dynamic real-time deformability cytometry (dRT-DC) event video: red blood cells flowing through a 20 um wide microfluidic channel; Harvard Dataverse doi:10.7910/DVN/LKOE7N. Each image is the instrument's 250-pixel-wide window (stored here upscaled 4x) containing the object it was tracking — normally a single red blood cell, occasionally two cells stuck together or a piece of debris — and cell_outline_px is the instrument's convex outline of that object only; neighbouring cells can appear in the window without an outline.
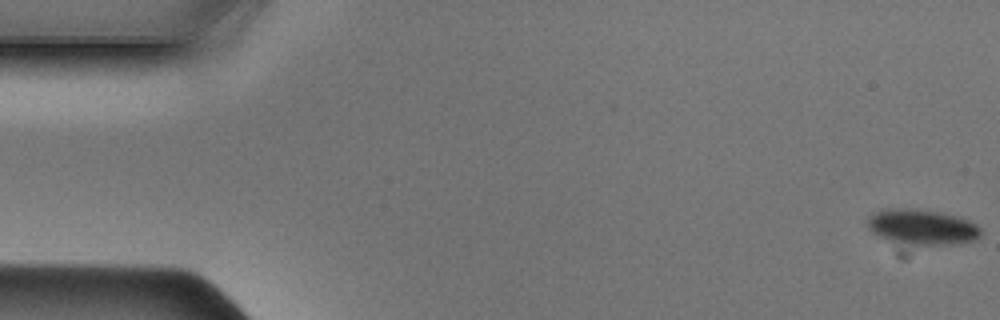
{"species": "Egyptian fruit bat (a non-hibernating species)", "species_latin": "Rousettus aegyptiacus", "temperature_condition": "cold", "stored_images_in_passage": 49, "camera_frame_rate_fps": 3000, "um_per_image_px": 0.085, "animal": {"sex": "male"}, "frame": {"image": 1, "passage_image": 1, "time_ms": 0.0, "image_size_px": [1000, 320], "cell_outline_px": [[980, 236], [976, 240], [944, 244], [916, 244], [888, 240], [872, 232], [868, 228], [868, 216], [880, 208], [916, 208], [956, 216], [968, 220], [976, 224], [980, 228]], "centroid_in_image_um": [78.33, 19.26], "position_along_channel_um": 6.7, "area_um2": 23.06}}
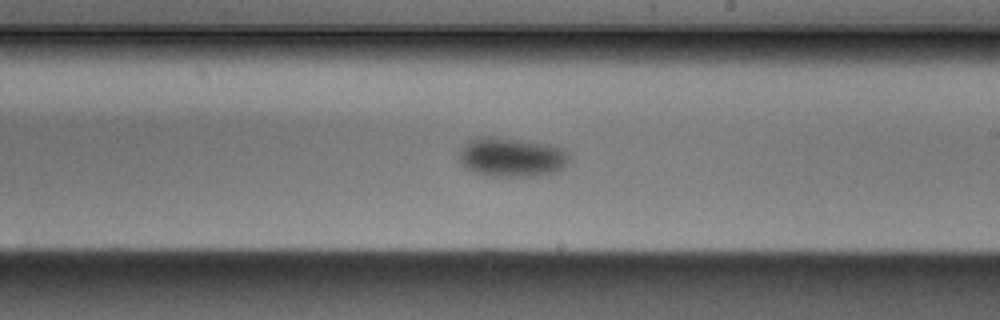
{"frame": {"image": 2, "passage_image": 28, "time_ms": 9.0, "image_size_px": [1000, 320], "cell_outline_px": [[572, 160], [560, 172], [532, 176], [488, 176], [476, 172], [468, 168], [460, 160], [460, 152], [468, 140], [476, 136], [496, 136], [548, 144], [560, 148]], "centroid_in_image_um": [43.53, 13.35], "position_along_channel_um": 245.5, "area_um2": 25.26}}
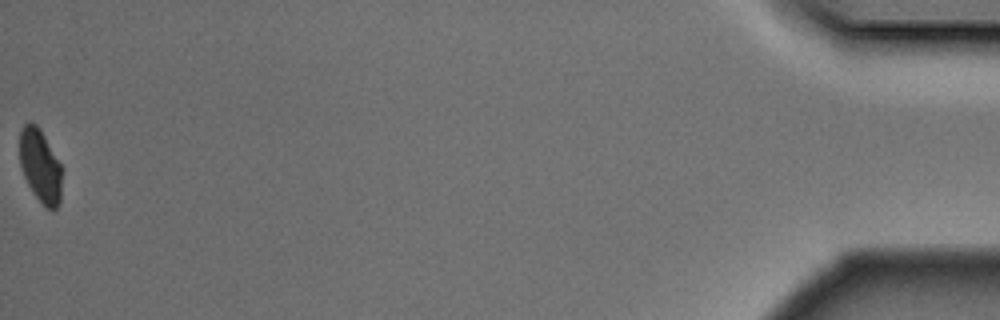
{"frame": {"image": 3, "passage_image": 49, "time_ms": 16.0, "image_size_px": [1000, 320], "cell_outline_px": [[64, 168], [60, 204], [52, 212], [32, 192], [20, 168], [20, 128], [28, 120], [36, 124], [40, 128]], "centroid_in_image_um": [3.46, 14.09], "position_along_channel_um": 431.7, "area_um2": 18.67}}